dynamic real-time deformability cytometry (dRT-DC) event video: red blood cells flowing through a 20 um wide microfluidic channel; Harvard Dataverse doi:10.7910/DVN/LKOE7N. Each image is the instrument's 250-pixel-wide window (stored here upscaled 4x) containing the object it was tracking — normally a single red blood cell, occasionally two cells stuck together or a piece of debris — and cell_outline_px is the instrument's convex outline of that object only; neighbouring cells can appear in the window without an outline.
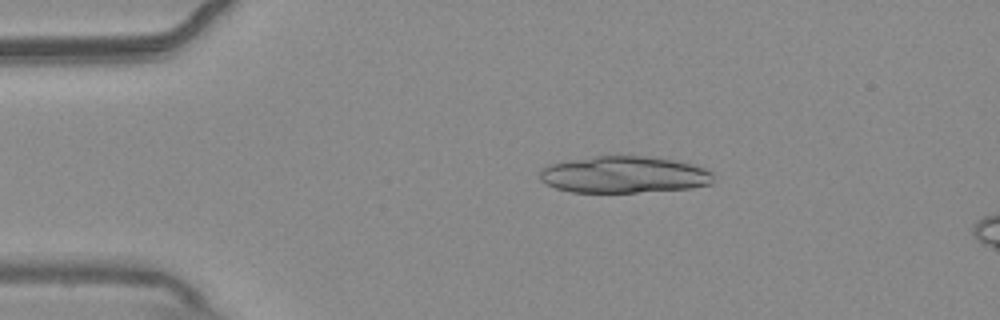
{"species": "common noctule bat (a hibernating species)", "species_latin": "Nyctalus noctula", "temperature_condition": "warm", "stored_images_in_passage": 9, "camera_frame_rate_fps": 3000, "um_per_image_px": 0.085, "animal": {"sex": "male", "body_mass_g": 20.4}, "frame": {"image": 1, "passage_image": 4, "time_ms": 1.0, "image_size_px": [1000, 320], "cell_outline_px": [[712, 184], [692, 188], [636, 192], [572, 192], [556, 188], [540, 180], [540, 168], [548, 164], [596, 156], [648, 156], [672, 160], [692, 164], [704, 168], [712, 172]], "centroid_in_image_um": [53.04, 14.85], "position_along_channel_um": 32.0, "area_um2": 37.05}}